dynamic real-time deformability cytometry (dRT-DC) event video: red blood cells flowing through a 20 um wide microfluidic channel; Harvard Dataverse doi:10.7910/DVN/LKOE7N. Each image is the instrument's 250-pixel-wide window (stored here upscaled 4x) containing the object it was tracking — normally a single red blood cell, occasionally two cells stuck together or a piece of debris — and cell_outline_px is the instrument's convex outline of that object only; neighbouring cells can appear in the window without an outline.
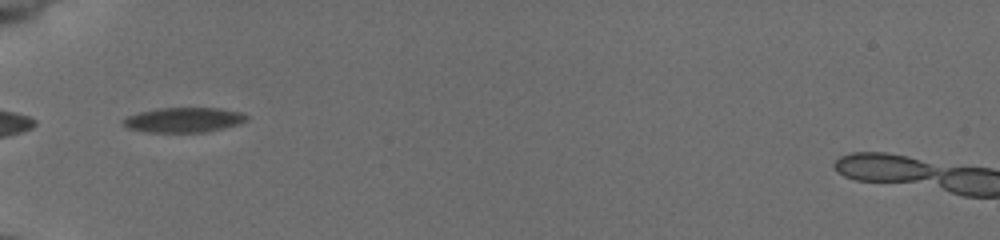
{"species": "common noctule bat (a hibernating species)", "species_latin": "Nyctalus noctula", "temperature_condition": "cold", "stored_images_in_passage": 35, "camera_frame_rate_fps": 3000, "um_per_image_px": 0.085, "animal": {"sex": "female", "body_mass_g": 19.5, "forearm_length_mm": 54.1}, "frame": {"image": 1, "passage_image": 1, "time_ms": 0.0, "image_size_px": [1000, 240], "cell_outline_px": [[248, 116], [240, 124], [204, 132], [148, 132], [128, 128], [124, 124], [124, 120], [128, 116], [140, 112], [156, 108], [220, 108], [240, 112]], "centroid_in_image_um": [15.62, 10.19], "position_along_channel_um": 69.4, "area_um2": 17.63}}
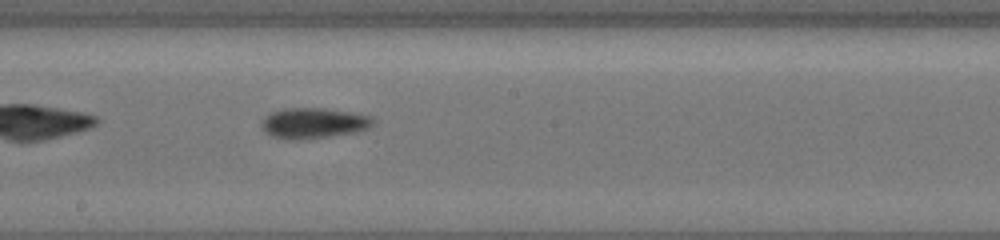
{"frame": {"image": 2, "passage_image": 13, "time_ms": 4.0, "image_size_px": [1000, 240], "cell_outline_px": [[372, 124], [364, 128], [352, 132], [296, 140], [292, 140], [272, 136], [264, 128], [264, 120], [272, 112], [288, 108], [324, 108], [348, 112], [368, 116], [372, 120]], "centroid_in_image_um": [26.62, 10.45], "position_along_channel_um": 221.6, "area_um2": 18.73}}
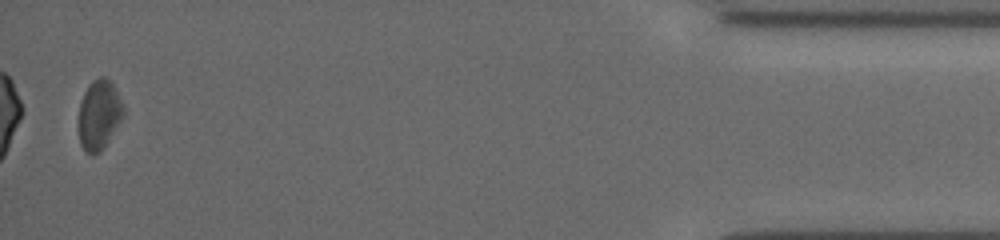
{"frame": {"image": 3, "passage_image": 34, "time_ms": 11.0, "image_size_px": [1000, 240], "cell_outline_px": [[124, 112], [120, 120], [108, 140], [100, 152], [92, 156], [80, 144], [80, 100], [88, 84], [92, 80], [100, 76], [104, 76], [112, 84], [124, 108]], "centroid_in_image_um": [8.4, 9.73], "position_along_channel_um": 426.8, "area_um2": 17.63}, "authors_computed_cell_mechanics": {"area_um2": 17.8602, "velocity_mm_per_s": 3.9259, "shape_relaxation_time_tau1_ms": 2.0146, "shape_relaxation_time_tau2_ms": 5.1733, "deformation_change_tau1": 0.0921, "deformation_change_tau2": 0.1134}}